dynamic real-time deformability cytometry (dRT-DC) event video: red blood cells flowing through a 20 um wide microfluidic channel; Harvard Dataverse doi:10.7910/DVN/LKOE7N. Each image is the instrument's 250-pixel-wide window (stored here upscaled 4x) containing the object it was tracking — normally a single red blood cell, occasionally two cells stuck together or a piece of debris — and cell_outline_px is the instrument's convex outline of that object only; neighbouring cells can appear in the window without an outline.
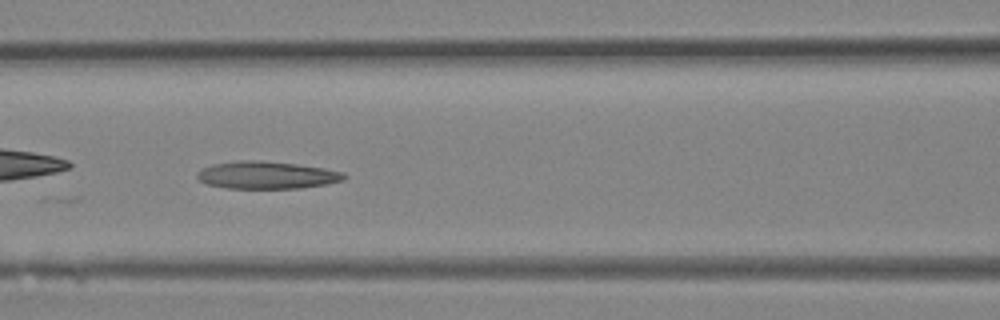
{"species": "Egyptian fruit bat (a non-hibernating species)", "species_latin": "Rousettus aegyptiacus", "temperature_condition": "room temperature", "stored_images_in_passage": 25, "camera_frame_rate_fps": 3000, "um_per_image_px": 0.085, "animal": {"sex": "female"}, "frame": {"image": 1, "passage_image": 5, "time_ms": 1.333, "image_size_px": [1000, 320], "cell_outline_px": [[348, 176], [344, 180], [324, 184], [300, 188], [224, 188], [204, 184], [196, 176], [196, 172], [212, 164], [236, 160], [260, 160], [296, 164], [324, 168], [344, 172]], "centroid_in_image_um": [22.64, 14.88], "position_along_channel_um": 144.0, "area_um2": 23.64}}
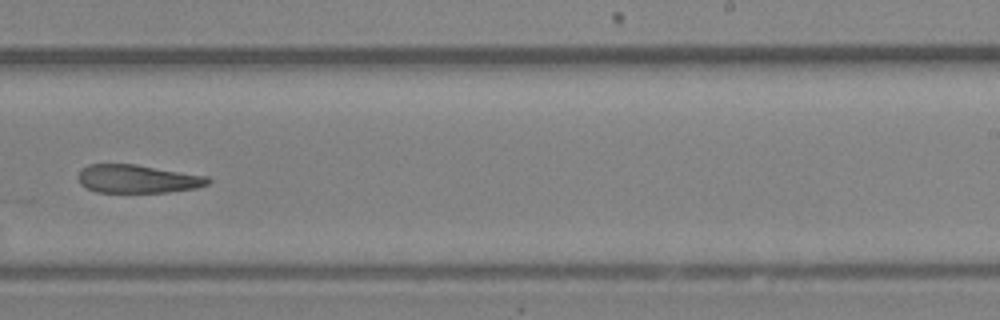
{"frame": {"image": 2, "passage_image": 12, "time_ms": 3.667, "image_size_px": [1000, 320], "cell_outline_px": [[212, 180], [208, 184], [196, 188], [168, 192], [96, 192], [80, 184], [76, 176], [88, 164], [136, 164], [208, 176]], "centroid_in_image_um": [11.7, 15.2], "position_along_channel_um": 277.3, "area_um2": 21.44}}
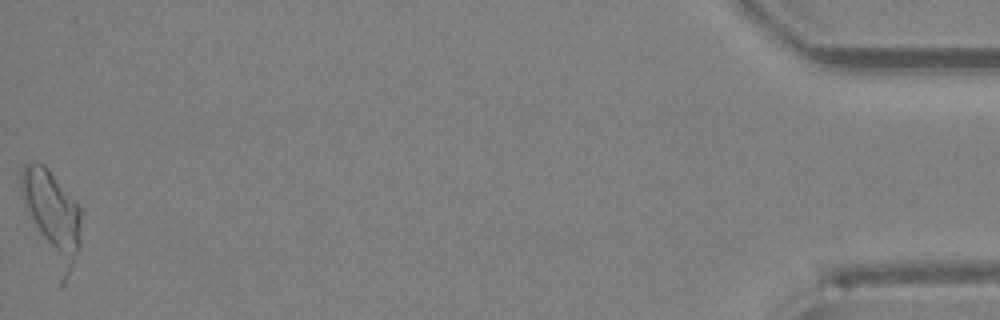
{"frame": {"image": 3, "passage_image": 25, "time_ms": 8.0, "image_size_px": [1000, 320], "cell_outline_px": [[80, 248], [64, 284], [60, 288], [24, 200], [20, 184], [20, 176], [24, 164], [28, 160], [44, 164], [48, 168], [80, 204]], "centroid_in_image_um": [4.47, 18.42], "position_along_channel_um": 430.7, "area_um2": 31.91}}